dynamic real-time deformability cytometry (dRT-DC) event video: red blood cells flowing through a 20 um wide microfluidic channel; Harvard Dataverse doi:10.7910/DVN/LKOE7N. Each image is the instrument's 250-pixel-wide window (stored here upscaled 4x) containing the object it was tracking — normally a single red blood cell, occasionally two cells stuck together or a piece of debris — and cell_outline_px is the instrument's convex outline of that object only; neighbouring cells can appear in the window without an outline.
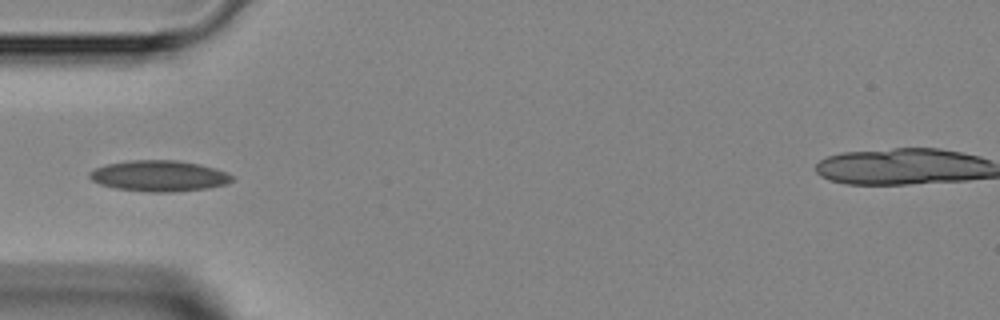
{"species": "Egyptian fruit bat (a non-hibernating species)", "species_latin": "Rousettus aegyptiacus", "temperature_condition": "room temperature", "stored_images_in_passage": 2, "camera_frame_rate_fps": 3000, "um_per_image_px": 0.085, "animal": {"sex": "female"}, "frame": {"image": 1, "passage_image": 1, "time_ms": 0.0, "image_size_px": [1000, 320], "cell_outline_px": [[236, 180], [228, 184], [208, 188], [172, 192], [148, 192], [116, 188], [100, 184], [92, 180], [88, 176], [88, 172], [96, 168], [108, 164], [128, 160], [176, 160], [200, 164], [236, 176]], "centroid_in_image_um": [13.55, 14.96], "position_along_channel_um": 71.4, "area_um2": 25.78}}
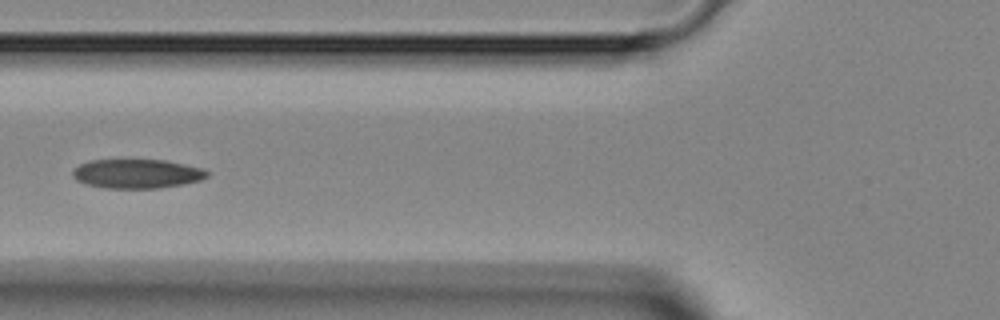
{"frame": {"image": 2, "passage_image": 2, "time_ms": 1.0, "image_size_px": [1000, 320], "cell_outline_px": [[208, 176], [200, 180], [180, 184], [156, 188], [104, 188], [88, 184], [76, 180], [72, 176], [72, 172], [80, 164], [88, 160], [164, 160], [184, 164], [200, 168], [208, 172]], "centroid_in_image_um": [11.6, 14.76], "position_along_channel_um": 114.2, "area_um2": 22.54}}